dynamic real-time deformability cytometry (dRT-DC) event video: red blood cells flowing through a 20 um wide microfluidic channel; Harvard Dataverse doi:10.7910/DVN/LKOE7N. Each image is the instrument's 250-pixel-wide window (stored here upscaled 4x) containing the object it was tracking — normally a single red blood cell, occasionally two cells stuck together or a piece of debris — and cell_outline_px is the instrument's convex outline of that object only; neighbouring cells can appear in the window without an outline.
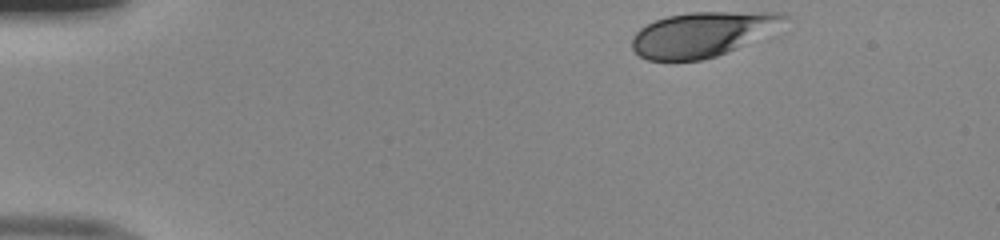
{"species": "human", "species_latin": "Homo sapiens", "temperature_condition": "room temperature", "stored_images_in_passage": 37, "camera_frame_rate_fps": 3000, "um_per_image_px": 0.085, "donor": {"sex": "male"}, "frame": {"image": 1, "passage_image": 1, "time_ms": 0.0, "image_size_px": [1000, 240], "cell_outline_px": [[788, 16], [736, 48], [716, 56], [700, 60], [648, 60], [640, 56], [632, 48], [632, 36], [640, 28], [656, 20], [668, 16], [692, 12], [780, 12]], "centroid_in_image_um": [59.51, 2.91], "position_along_channel_um": 25.5, "area_um2": 38.09}}
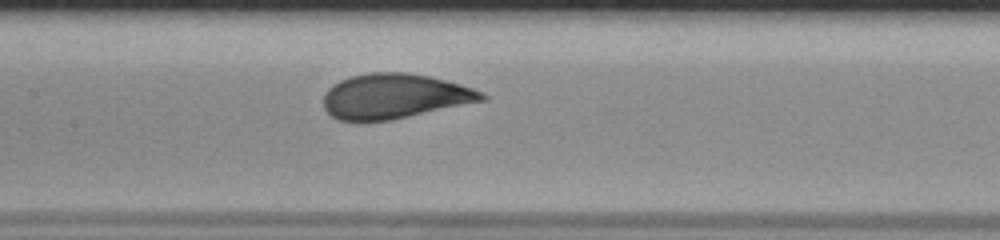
{"frame": {"image": 2, "passage_image": 19, "time_ms": 6.0, "image_size_px": [1000, 240], "cell_outline_px": [[488, 100], [392, 120], [340, 120], [332, 116], [324, 108], [324, 92], [328, 88], [340, 80], [352, 76], [368, 72], [408, 72], [428, 76], [460, 84], [484, 92], [488, 96]], "centroid_in_image_um": [33.57, 8.17], "position_along_channel_um": 173.8, "area_um2": 41.5}}
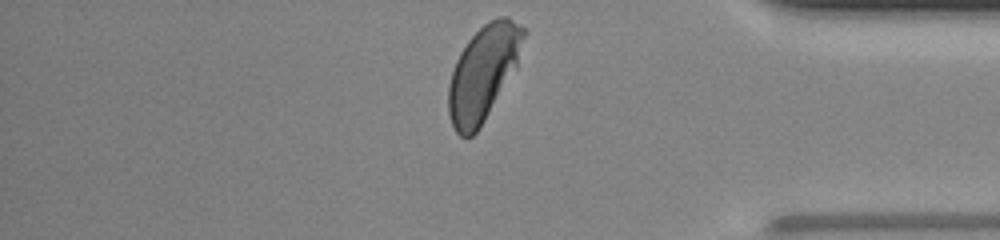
{"frame": {"image": 3, "passage_image": 37, "time_ms": 12.0, "image_size_px": [1000, 240], "cell_outline_px": [[524, 36], [516, 68], [480, 128], [472, 136], [460, 136], [456, 132], [452, 124], [448, 112], [448, 84], [456, 60], [460, 52], [468, 40], [488, 20], [500, 16], [508, 16], [524, 28]], "centroid_in_image_um": [41.06, 6.2], "position_along_channel_um": 394.1, "area_um2": 41.1}, "authors_computed_cell_mechanics": {"area_um2": 41.038, "velocity_mm_per_s": 3.9916, "shape_relaxation_time_tau1_ms": 2.9679, "shape_relaxation_time_tau2_ms": null, "deformation_change_tau1": 0.1471, "deformation_change_tau2": null}}